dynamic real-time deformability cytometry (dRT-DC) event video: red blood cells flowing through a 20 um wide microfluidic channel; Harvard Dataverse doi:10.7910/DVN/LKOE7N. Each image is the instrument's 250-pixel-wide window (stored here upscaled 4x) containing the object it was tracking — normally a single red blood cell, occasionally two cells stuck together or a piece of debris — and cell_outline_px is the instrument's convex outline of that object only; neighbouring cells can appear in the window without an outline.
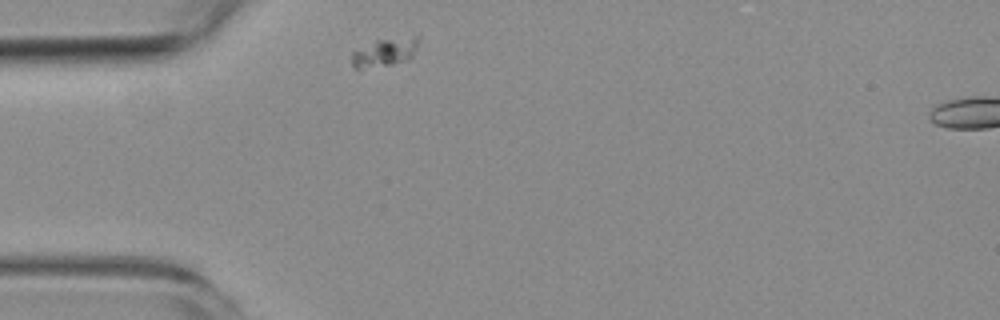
{"species": "common noctule bat (a hibernating species)", "species_latin": "Nyctalus noctula", "temperature_condition": "room temperature", "stored_images_in_passage": 2, "segment_of_instrument_passage": [1, 2], "camera_frame_rate_fps": 3000, "um_per_image_px": 0.085, "animal": {"sex": "female", "body_mass_g": 19.3, "forearm_length_mm": 54.1}, "frame": {"image": 1, "passage_image": 1, "time_ms": 0.0, "image_size_px": [1000, 320], "cell_outline_px": [[420, 40], [412, 56], [408, 60], [392, 64], [360, 68], [356, 68], [352, 64], [352, 52], [376, 40], [416, 36], [420, 36]], "centroid_in_image_um": [32.75, 4.42], "position_along_channel_um": 52.3, "area_um2": 10.75}}